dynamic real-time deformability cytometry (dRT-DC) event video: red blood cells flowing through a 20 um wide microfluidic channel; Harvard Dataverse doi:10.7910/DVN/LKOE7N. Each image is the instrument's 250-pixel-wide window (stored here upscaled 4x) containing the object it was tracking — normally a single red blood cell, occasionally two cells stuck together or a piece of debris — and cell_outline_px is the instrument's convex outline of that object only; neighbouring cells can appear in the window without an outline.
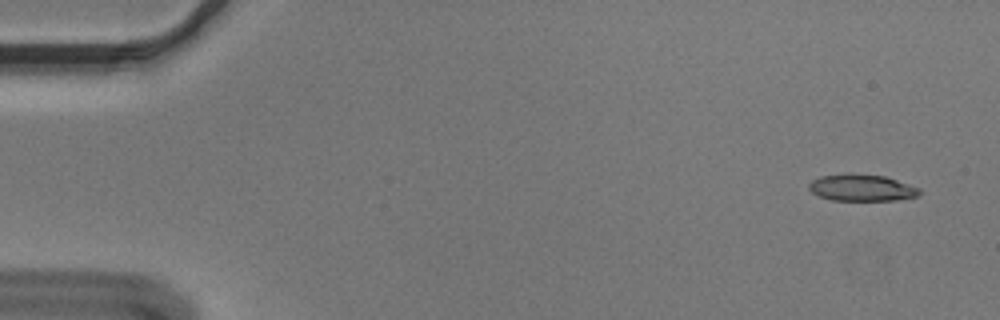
{"species": "Egyptian fruit bat (a non-hibernating species)", "species_latin": "Rousettus aegyptiacus", "temperature_condition": "cold", "stored_images_in_passage": 55, "camera_frame_rate_fps": 3000, "um_per_image_px": 0.085, "animal": {"sex": "male"}, "frame": {"image": 1, "passage_image": 3, "time_ms": 0.667, "image_size_px": [1000, 320], "cell_outline_px": [[920, 192], [916, 196], [896, 200], [832, 200], [820, 196], [812, 192], [808, 188], [808, 184], [812, 180], [820, 176], [848, 172], [884, 176], [920, 188]], "centroid_in_image_um": [73.2, 15.94], "position_along_channel_um": 11.8, "area_um2": 17.22}}
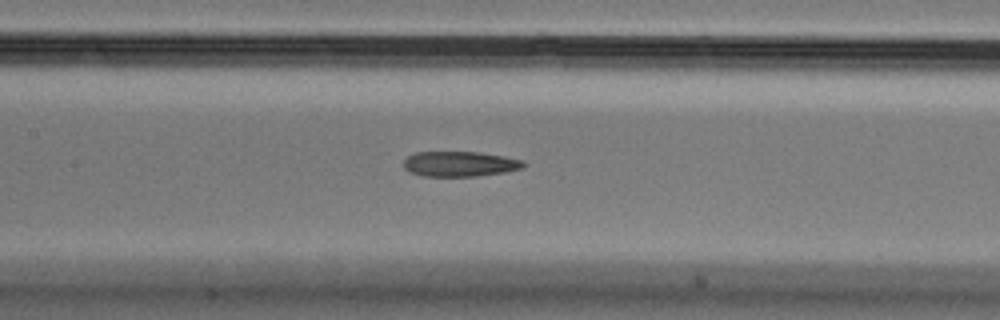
{"frame": {"image": 2, "passage_image": 26, "time_ms": 8.333, "image_size_px": [1000, 320], "cell_outline_px": [[524, 168], [504, 172], [476, 176], [420, 176], [408, 172], [404, 168], [404, 160], [408, 156], [416, 152], [480, 152], [504, 156], [524, 160]], "centroid_in_image_um": [39.07, 13.93], "position_along_channel_um": 168.3, "area_um2": 17.69}}
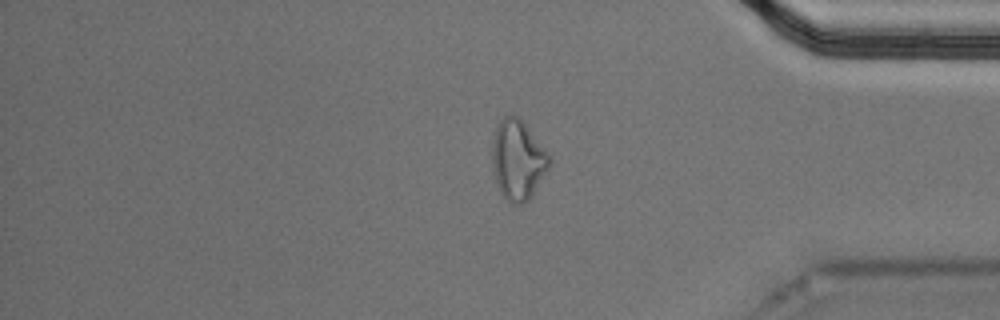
{"frame": {"image": 3, "passage_image": 46, "time_ms": 15.0, "image_size_px": [1000, 320], "cell_outline_px": [[552, 164], [532, 196], [528, 200], [520, 204], [512, 204], [500, 192], [496, 180], [492, 164], [492, 140], [496, 128], [500, 120], [508, 112], [512, 112], [524, 124], [552, 156]], "centroid_in_image_um": [44.04, 13.58], "position_along_channel_um": 391.2, "area_um2": 26.76}, "authors_computed_cell_mechanics": {"area_um2": 18.6694, "velocity_mm_per_s": 3.6306, "shape_relaxation_time_tau1_ms": null, "shape_relaxation_time_tau2_ms": 6.7051, "deformation_change_tau1": null, "deformation_change_tau2": 0.1785}}